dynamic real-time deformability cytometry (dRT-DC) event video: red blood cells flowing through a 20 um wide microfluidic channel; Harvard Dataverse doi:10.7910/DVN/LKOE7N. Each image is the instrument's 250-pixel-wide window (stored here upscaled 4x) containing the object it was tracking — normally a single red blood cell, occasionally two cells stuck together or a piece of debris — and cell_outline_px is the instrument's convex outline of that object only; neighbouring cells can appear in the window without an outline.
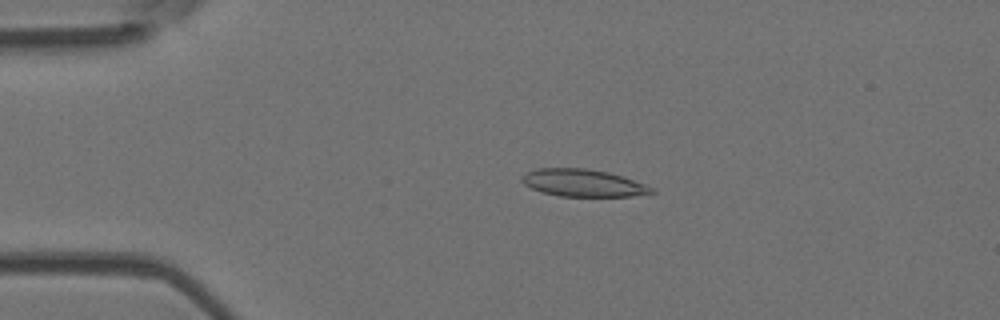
{"species": "Egyptian fruit bat (a non-hibernating species)", "species_latin": "Rousettus aegyptiacus", "temperature_condition": "room temperature", "stored_images_in_passage": 51, "camera_frame_rate_fps": 3000, "um_per_image_px": 0.085, "animal": {"sex": "female"}, "frame": {"image": 1, "passage_image": 11, "time_ms": 3.333, "image_size_px": [1000, 320], "cell_outline_px": [[656, 192], [632, 196], [560, 196], [540, 192], [524, 184], [520, 180], [520, 176], [536, 168], [584, 168], [608, 172], [656, 188]], "centroid_in_image_um": [49.53, 15.55], "position_along_channel_um": 35.5, "area_um2": 20.58}}
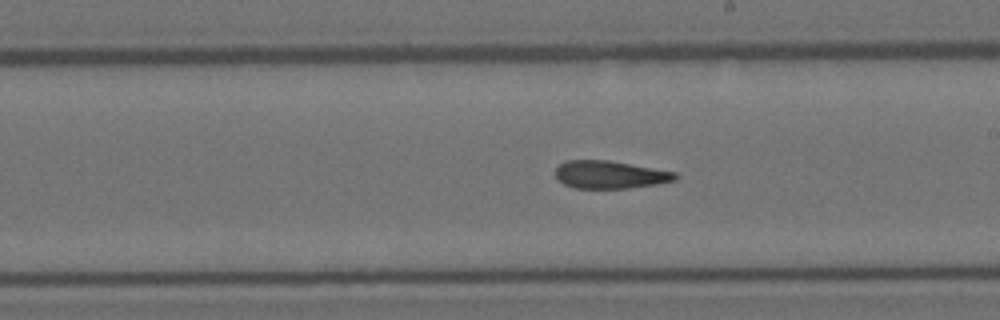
{"frame": {"image": 2, "passage_image": 29, "time_ms": 9.333, "image_size_px": [1000, 320], "cell_outline_px": [[680, 176], [676, 180], [656, 184], [628, 188], [576, 188], [564, 184], [556, 180], [556, 168], [564, 160], [608, 160], [676, 172]], "centroid_in_image_um": [51.84, 14.84], "position_along_channel_um": 237.2, "area_um2": 19.42}}
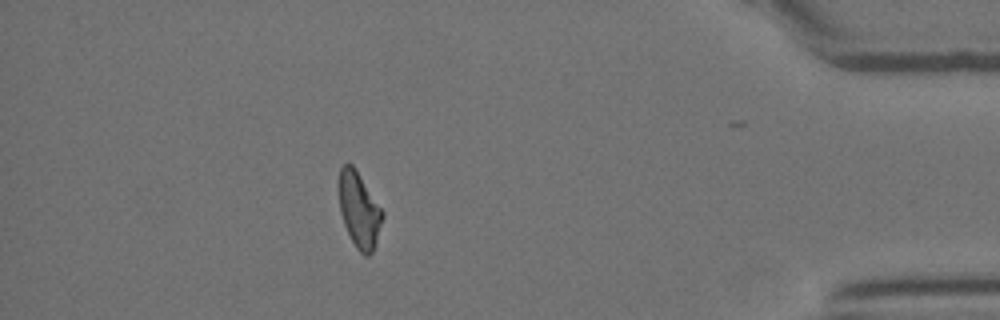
{"frame": {"image": 3, "passage_image": 45, "time_ms": 14.667, "image_size_px": [1000, 320], "cell_outline_px": [[384, 216], [376, 244], [372, 252], [368, 256], [364, 256], [356, 248], [344, 224], [340, 212], [336, 184], [340, 168], [344, 164], [352, 164], [356, 168], [384, 212]], "centroid_in_image_um": [30.5, 17.8], "position_along_channel_um": 404.7, "area_um2": 19.65}, "authors_computed_cell_mechanics": {"area_um2": 20.4034, "velocity_mm_per_s": 4.0166, "shape_relaxation_time_tau1_ms": null, "shape_relaxation_time_tau2_ms": 4.4792, "deformation_change_tau1": null, "deformation_change_tau2": 0.1394}}